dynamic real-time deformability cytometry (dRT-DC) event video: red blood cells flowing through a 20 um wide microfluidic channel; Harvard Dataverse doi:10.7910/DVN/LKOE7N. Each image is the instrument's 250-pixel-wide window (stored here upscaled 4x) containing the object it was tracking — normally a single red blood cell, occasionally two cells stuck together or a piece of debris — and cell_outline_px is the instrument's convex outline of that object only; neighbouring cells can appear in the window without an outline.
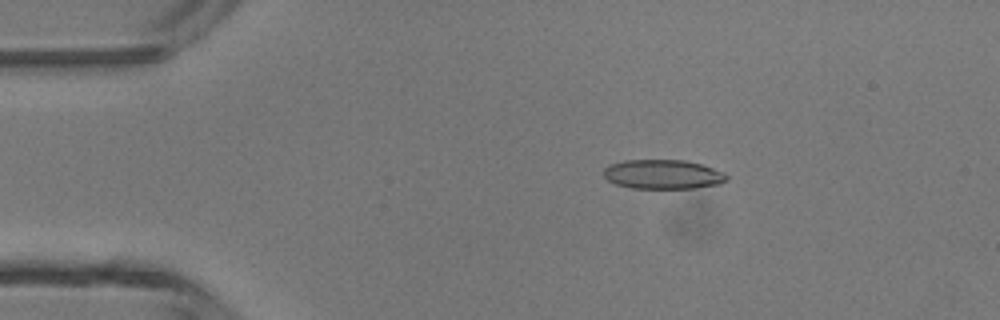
{"species": "common noctule bat (a hibernating species)", "species_latin": "Nyctalus noctula", "temperature_condition": "room temperature", "stored_images_in_passage": 46, "camera_frame_rate_fps": 3000, "um_per_image_px": 0.085, "animal": {"sex": "male", "body_mass_g": 13.3}, "frame": {"image": 1, "passage_image": 8, "time_ms": 2.333, "image_size_px": [1000, 320], "cell_outline_px": [[728, 180], [720, 184], [692, 188], [632, 188], [616, 184], [608, 180], [604, 176], [604, 168], [608, 164], [624, 160], [684, 160], [700, 164], [724, 172], [728, 176]], "centroid_in_image_um": [56.34, 14.81], "position_along_channel_um": 28.7, "area_um2": 21.04}}
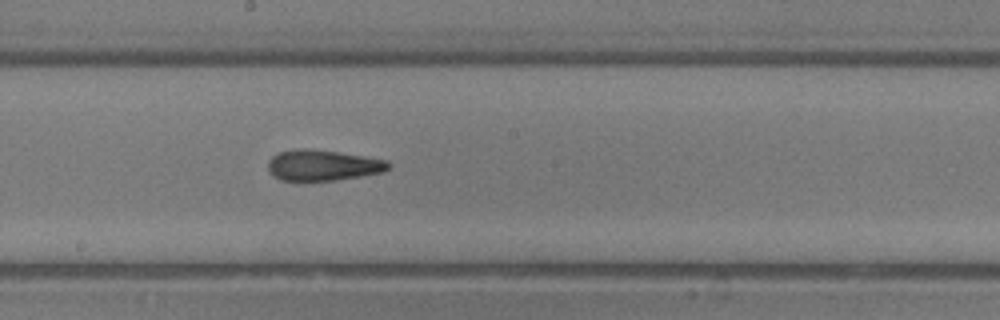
{"frame": {"image": 2, "passage_image": 25, "time_ms": 8.0, "image_size_px": [1000, 320], "cell_outline_px": [[392, 164], [384, 172], [336, 180], [280, 180], [272, 176], [268, 172], [268, 160], [272, 156], [280, 152], [304, 148], [308, 148], [364, 156], [388, 160]], "centroid_in_image_um": [27.44, 14.05], "position_along_channel_um": 220.8, "area_um2": 21.56}}
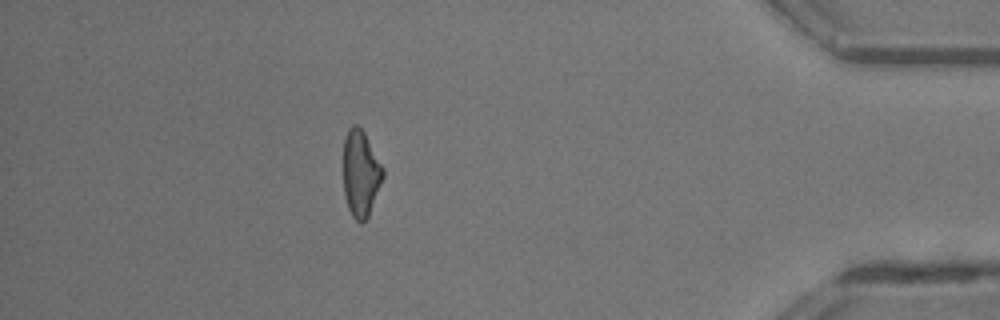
{"frame": {"image": 3, "passage_image": 41, "time_ms": 13.333, "image_size_px": [1000, 320], "cell_outline_px": [[384, 176], [368, 216], [360, 224], [352, 216], [348, 208], [344, 196], [344, 136], [348, 128], [352, 124], [356, 124], [364, 132], [384, 168]], "centroid_in_image_um": [30.65, 14.73], "position_along_channel_um": 404.5, "area_um2": 19.94}, "authors_computed_cell_mechanics": {"area_um2": 21.1259, "velocity_mm_per_s": 4.3924, "shape_relaxation_time_tau1_ms": 11.0509, "shape_relaxation_time_tau2_ms": 2.5395, "deformation_change_tau1": 0.3278, "deformation_change_tau2": 0.1348}}